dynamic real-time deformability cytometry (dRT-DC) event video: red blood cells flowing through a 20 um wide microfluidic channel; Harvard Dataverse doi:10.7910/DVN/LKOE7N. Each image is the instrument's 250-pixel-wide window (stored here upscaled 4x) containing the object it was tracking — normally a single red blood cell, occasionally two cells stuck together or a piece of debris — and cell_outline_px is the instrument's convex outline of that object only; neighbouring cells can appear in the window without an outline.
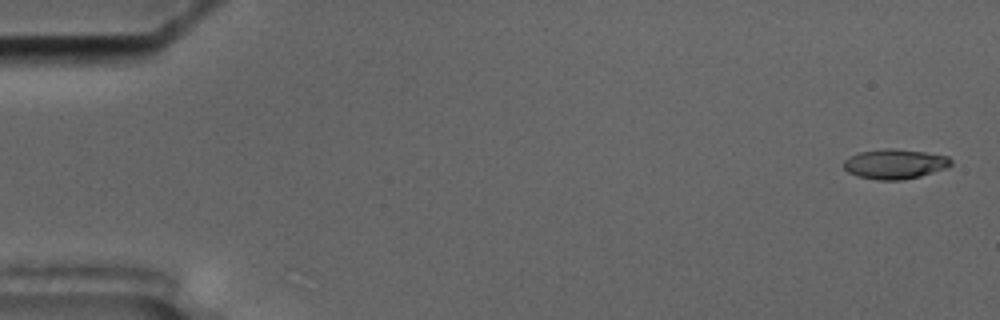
{"species": "common noctule bat (a hibernating species)", "species_latin": "Nyctalus noctula", "temperature_condition": "cold", "stored_images_in_passage": 58, "camera_frame_rate_fps": 3000, "um_per_image_px": 0.085, "animal": {"sex": "male", "body_mass_g": 17.5, "forearm_length_mm": 52.3}, "frame": {"image": 1, "passage_image": 2, "time_ms": 0.333, "image_size_px": [1000, 320], "cell_outline_px": [[952, 164], [948, 168], [920, 176], [900, 180], [876, 180], [856, 176], [848, 172], [844, 168], [844, 160], [860, 152], [884, 148], [892, 148], [924, 152], [948, 156], [952, 160]], "centroid_in_image_um": [76.08, 13.94], "position_along_channel_um": 8.9, "area_um2": 18.67}}
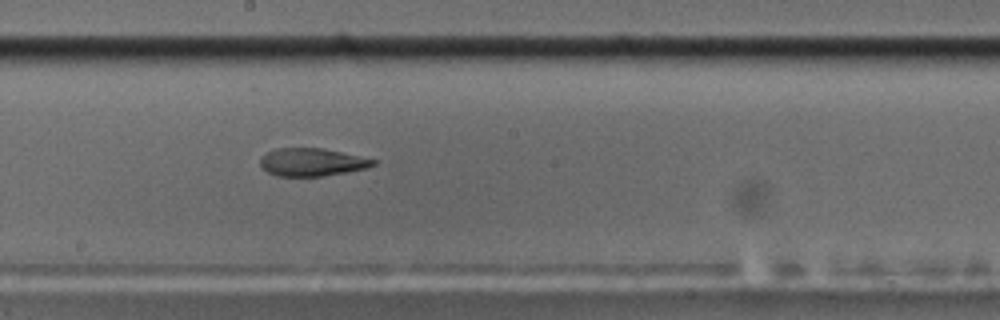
{"frame": {"image": 2, "passage_image": 32, "time_ms": 10.333, "image_size_px": [1000, 320], "cell_outline_px": [[376, 164], [364, 168], [344, 172], [320, 176], [276, 176], [268, 172], [260, 164], [260, 156], [276, 148], [324, 148], [376, 160]], "centroid_in_image_um": [26.46, 13.77], "position_along_channel_um": 221.7, "area_um2": 18.09}}
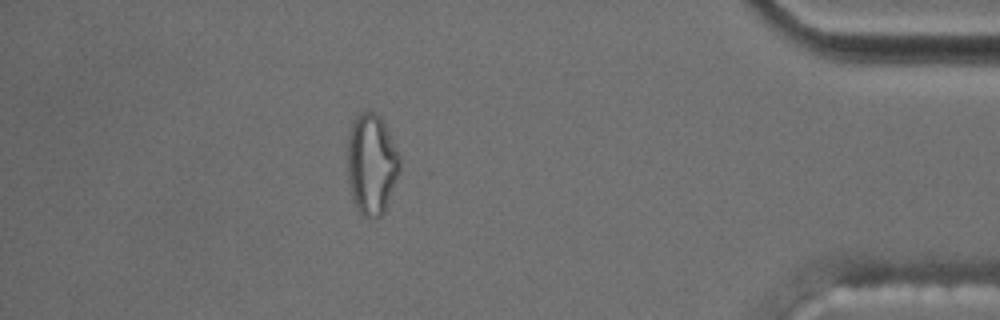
{"frame": {"image": 3, "passage_image": 51, "time_ms": 16.667, "image_size_px": [1000, 320], "cell_outline_px": [[400, 168], [384, 212], [380, 216], [364, 216], [360, 212], [352, 200], [348, 180], [348, 132], [352, 120], [360, 112], [372, 112], [380, 116], [400, 156]], "centroid_in_image_um": [31.56, 13.93], "position_along_channel_um": 403.6, "area_um2": 30.4}, "authors_computed_cell_mechanics": {"area_um2": 19.7387, "velocity_mm_per_s": 3.5321, "shape_relaxation_time_tau1_ms": null, "shape_relaxation_time_tau2_ms": 2.9146, "deformation_change_tau1": null, "deformation_change_tau2": 0.1056}}